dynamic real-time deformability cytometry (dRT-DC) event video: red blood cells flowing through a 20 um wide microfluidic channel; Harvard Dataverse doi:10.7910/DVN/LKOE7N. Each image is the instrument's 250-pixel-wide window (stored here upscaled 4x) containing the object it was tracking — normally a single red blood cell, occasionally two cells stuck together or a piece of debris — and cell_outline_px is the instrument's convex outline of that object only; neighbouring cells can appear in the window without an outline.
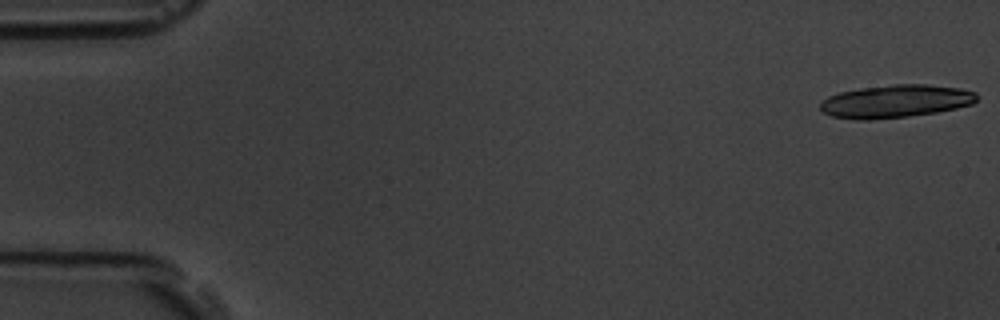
{"species": "common noctule bat (a hibernating species)", "species_latin": "Nyctalus noctula", "temperature_condition": "room temperature", "stored_images_in_passage": 17, "camera_frame_rate_fps": 3000, "um_per_image_px": 0.085, "animal": {"sex": "male", "body_mass_g": 19.5, "forearm_length_mm": 54.6}, "frame": {"image": 1, "passage_image": 1, "time_ms": 0.0, "image_size_px": [1000, 320], "cell_outline_px": [[980, 96], [972, 104], [956, 108], [936, 112], [908, 116], [868, 120], [856, 120], [832, 116], [824, 112], [820, 108], [820, 100], [828, 96], [840, 92], [860, 88], [892, 84], [928, 84], [960, 88], [976, 92]], "centroid_in_image_um": [76.13, 8.6], "position_along_channel_um": 8.9, "area_um2": 30.17}}
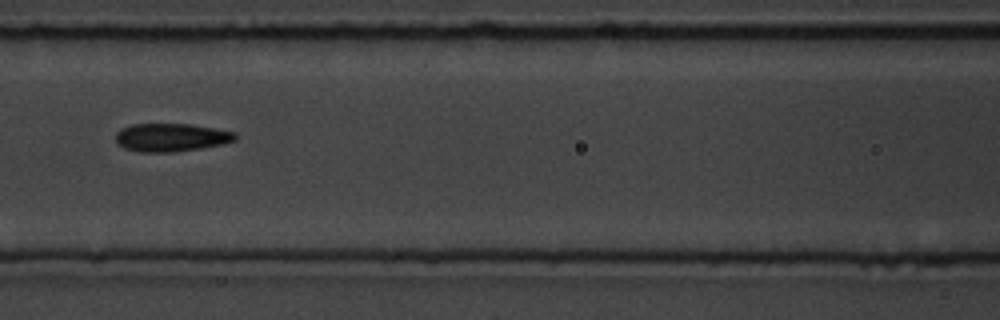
{"frame": {"image": 2, "passage_image": 8, "time_ms": 8.0, "image_size_px": [1000, 320], "cell_outline_px": [[236, 140], [220, 144], [200, 148], [172, 152], [140, 152], [124, 148], [116, 144], [116, 132], [120, 128], [132, 124], [188, 124], [236, 132]], "centroid_in_image_um": [14.49, 11.68], "position_along_channel_um": 152.1, "area_um2": 19.54}}
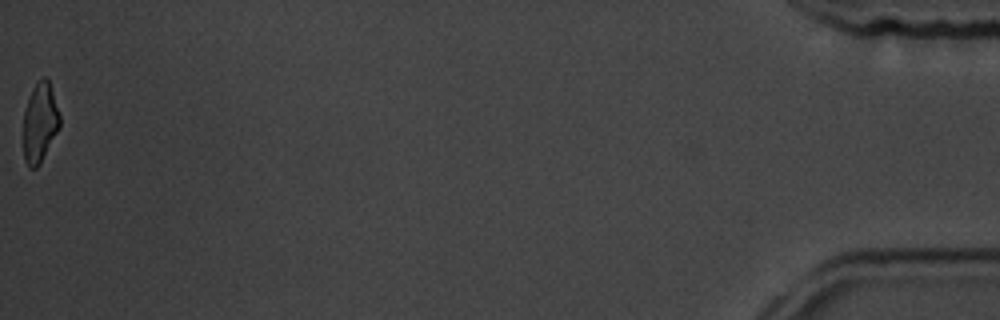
{"frame": {"image": 3, "passage_image": 17, "time_ms": 18.333, "image_size_px": [1000, 320], "cell_outline_px": [[60, 128], [40, 164], [36, 168], [28, 168], [24, 160], [24, 112], [28, 96], [32, 88], [40, 76], [44, 76], [48, 80], [60, 116]], "centroid_in_image_um": [3.38, 10.43], "position_along_channel_um": 431.8, "area_um2": 16.99}, "authors_computed_cell_mechanics": {"area_um2": 19.5364, "velocity_mm_per_s": 3.6919, "shape_relaxation_time_tau1_ms": 4.8725, "shape_relaxation_time_tau2_ms": 4.0134, "deformation_change_tau1": 0.1239, "deformation_change_tau2": 0.1059}}